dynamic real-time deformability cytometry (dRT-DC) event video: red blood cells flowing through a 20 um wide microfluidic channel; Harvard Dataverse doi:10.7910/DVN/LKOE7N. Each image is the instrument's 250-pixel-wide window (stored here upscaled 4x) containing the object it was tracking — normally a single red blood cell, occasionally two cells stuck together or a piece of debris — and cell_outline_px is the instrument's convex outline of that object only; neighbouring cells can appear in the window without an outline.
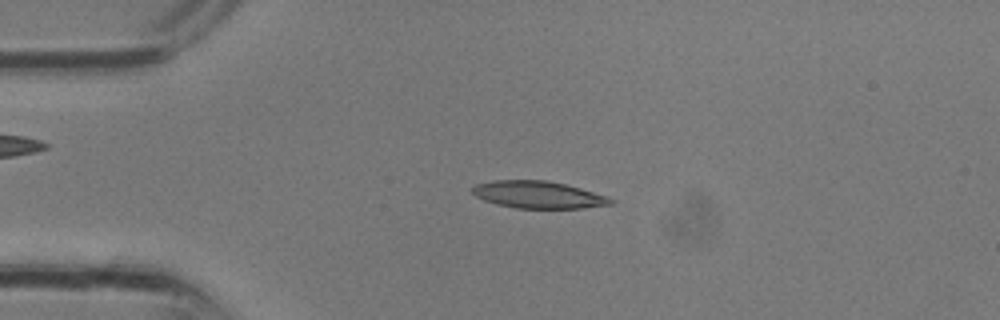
{"species": "common noctule bat (a hibernating species)", "species_latin": "Nyctalus noctula", "temperature_condition": "room temperature", "stored_images_in_passage": 8, "camera_frame_rate_fps": 3000, "um_per_image_px": 0.085, "animal": {"sex": "male", "body_mass_g": 13.3}, "frame": {"image": 1, "passage_image": 4, "time_ms": 1.0, "image_size_px": [1000, 320], "cell_outline_px": [[616, 200], [612, 204], [584, 208], [516, 208], [496, 204], [484, 200], [476, 196], [472, 192], [472, 188], [476, 184], [492, 180], [544, 180], [564, 184], [580, 188]], "centroid_in_image_um": [45.72, 16.55], "position_along_channel_um": 39.3, "area_um2": 21.73}}
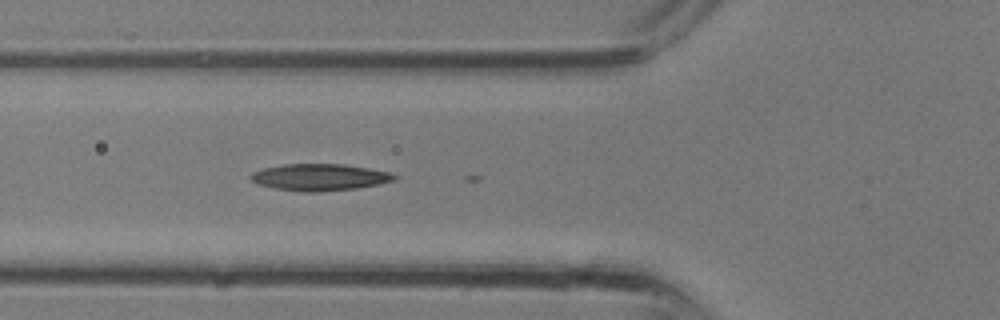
{"frame": {"image": 2, "passage_image": 8, "time_ms": 2.333, "image_size_px": [1000, 320], "cell_outline_px": [[396, 180], [380, 184], [356, 188], [316, 192], [304, 192], [272, 188], [256, 184], [248, 176], [252, 172], [264, 168], [284, 164], [344, 164], [368, 168], [388, 172], [396, 176]], "centroid_in_image_um": [27.13, 15.07], "position_along_channel_um": 98.7, "area_um2": 22.43}}